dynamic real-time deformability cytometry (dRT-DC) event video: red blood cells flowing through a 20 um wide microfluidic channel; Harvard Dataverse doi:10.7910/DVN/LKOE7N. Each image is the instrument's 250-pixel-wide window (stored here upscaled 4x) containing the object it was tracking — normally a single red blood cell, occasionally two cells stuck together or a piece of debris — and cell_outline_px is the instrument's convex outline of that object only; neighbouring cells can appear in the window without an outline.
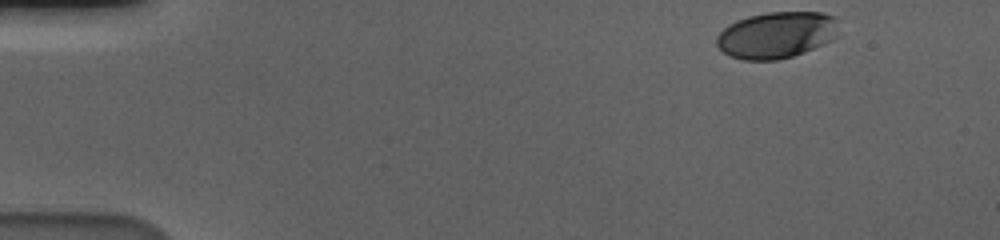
{"species": "human", "species_latin": "Homo sapiens", "temperature_condition": "cold", "stored_images_in_passage": 53, "camera_frame_rate_fps": 3000, "um_per_image_px": 0.085, "donor": {"sex": "male"}, "frame": {"image": 1, "passage_image": 1, "time_ms": 0.0, "image_size_px": [1000, 240], "cell_outline_px": [[836, 36], [832, 40], [804, 52], [792, 56], [776, 60], [744, 60], [728, 56], [716, 44], [716, 36], [728, 24], [736, 20], [748, 16], [768, 12], [820, 12], [836, 16]], "centroid_in_image_um": [65.97, 2.97], "position_along_channel_um": 19.0, "area_um2": 33.12}}
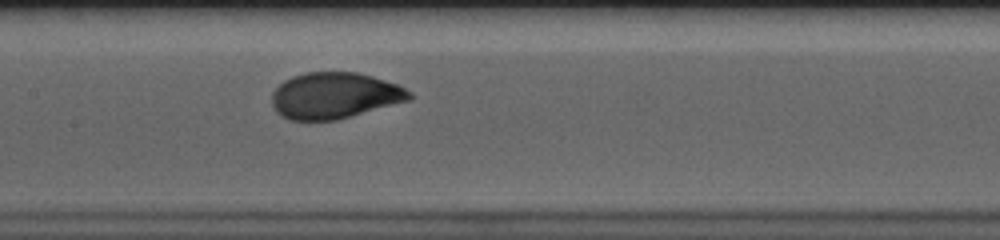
{"frame": {"image": 2, "passage_image": 24, "time_ms": 7.667, "image_size_px": [1000, 240], "cell_outline_px": [[412, 96], [408, 100], [336, 120], [288, 120], [280, 116], [276, 112], [272, 104], [272, 92], [284, 80], [292, 76], [308, 72], [356, 72], [372, 76], [396, 84], [412, 92]], "centroid_in_image_um": [28.39, 8.12], "position_along_channel_um": 179.0, "area_um2": 36.82}}
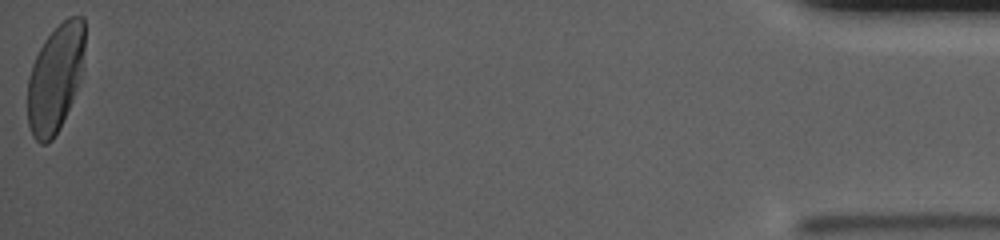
{"frame": {"image": 3, "passage_image": 53, "time_ms": 17.333, "image_size_px": [1000, 240], "cell_outline_px": [[84, 68], [80, 80], [72, 100], [60, 128], [52, 140], [48, 144], [40, 144], [32, 136], [28, 124], [28, 76], [32, 64], [44, 40], [68, 16], [84, 16]], "centroid_in_image_um": [4.71, 6.67], "position_along_channel_um": 430.5, "area_um2": 36.01}, "authors_computed_cell_mechanics": {"area_um2": 36.8186, "velocity_mm_per_s": 3.5642, "shape_relaxation_time_tau1_ms": 2.8314, "shape_relaxation_time_tau2_ms": null, "deformation_change_tau1": 0.1479, "deformation_change_tau2": null}}